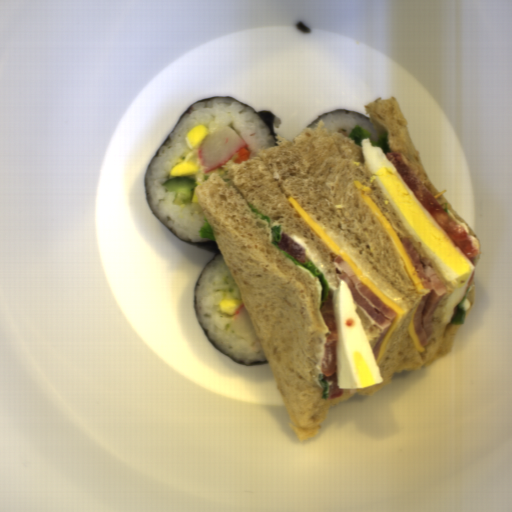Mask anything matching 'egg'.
I'll use <instances>...</instances> for the list:
<instances>
[{
    "label": "egg",
    "instance_id": "egg-1",
    "mask_svg": "<svg viewBox=\"0 0 512 512\" xmlns=\"http://www.w3.org/2000/svg\"><path fill=\"white\" fill-rule=\"evenodd\" d=\"M361 142L364 165L375 179L409 235L421 242L423 250L432 260L452 292L443 307L442 323H451L455 306L462 302L470 278L473 262L454 245L415 193L406 185L400 173L379 146L369 138Z\"/></svg>",
    "mask_w": 512,
    "mask_h": 512
},
{
    "label": "egg",
    "instance_id": "egg-2",
    "mask_svg": "<svg viewBox=\"0 0 512 512\" xmlns=\"http://www.w3.org/2000/svg\"><path fill=\"white\" fill-rule=\"evenodd\" d=\"M332 305L337 331L338 390L365 389L385 381L346 281L340 280L333 290Z\"/></svg>",
    "mask_w": 512,
    "mask_h": 512
}]
</instances>
